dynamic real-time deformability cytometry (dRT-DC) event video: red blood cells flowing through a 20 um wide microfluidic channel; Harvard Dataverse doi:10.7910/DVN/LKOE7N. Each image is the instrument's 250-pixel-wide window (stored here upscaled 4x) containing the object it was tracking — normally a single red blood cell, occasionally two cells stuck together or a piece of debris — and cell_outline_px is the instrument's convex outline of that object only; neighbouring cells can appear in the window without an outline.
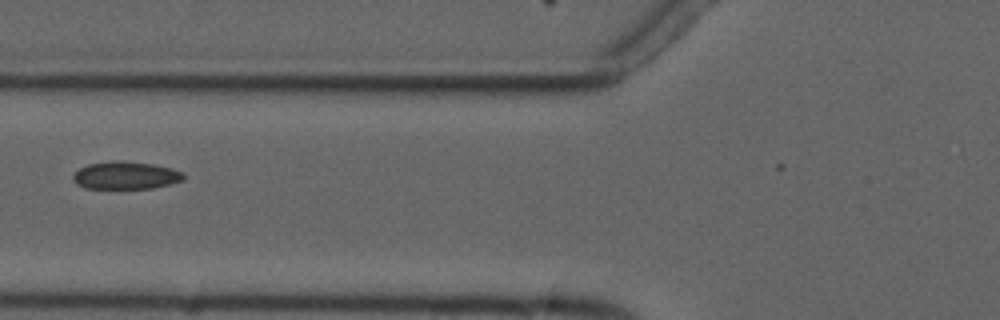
{"species": "common noctule bat (a hibernating species)", "species_latin": "Nyctalus noctula", "temperature_condition": "cold", "stored_images_in_passage": 7, "camera_frame_rate_fps": 3000, "um_per_image_px": 0.085, "animal": {"sex": "male", "forearm_length_mm": 52.5}, "frame": {"image": 1, "passage_image": 7, "time_ms": 7.0, "image_size_px": [1000, 320], "cell_outline_px": [[184, 180], [152, 188], [84, 188], [76, 184], [72, 180], [72, 176], [80, 168], [88, 164], [116, 160], [124, 160], [152, 164], [172, 168], [184, 172]], "centroid_in_image_um": [10.68, 14.9], "position_along_channel_um": 115.1, "area_um2": 17.86}}